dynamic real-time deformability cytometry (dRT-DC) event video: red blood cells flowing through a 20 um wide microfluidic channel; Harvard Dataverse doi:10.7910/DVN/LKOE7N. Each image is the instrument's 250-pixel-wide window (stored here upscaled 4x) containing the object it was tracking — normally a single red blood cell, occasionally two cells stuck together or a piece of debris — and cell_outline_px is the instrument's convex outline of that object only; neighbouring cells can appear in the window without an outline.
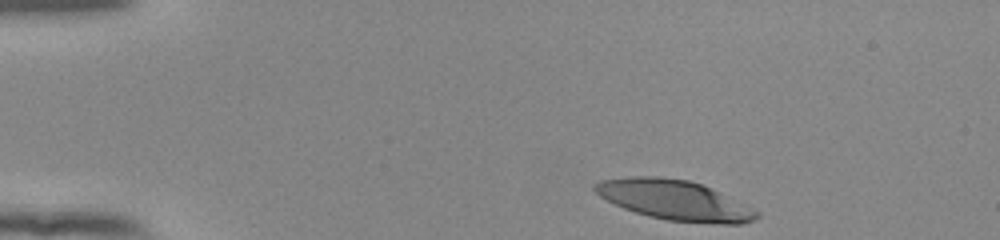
{"species": "human", "species_latin": "Homo sapiens", "temperature_condition": "room temperature", "stored_images_in_passage": 38, "camera_frame_rate_fps": 3000, "um_per_image_px": 0.085, "donor": {"sex": "female"}, "frame": {"image": 1, "passage_image": 1, "time_ms": 0.0, "image_size_px": [1000, 240], "cell_outline_px": [[760, 216], [756, 220], [740, 224], [720, 224], [668, 220], [648, 216], [624, 208], [600, 196], [592, 188], [592, 184], [600, 180], [632, 176], [660, 176], [688, 180], [700, 184], [756, 208], [760, 212]], "centroid_in_image_um": [57.37, 17.01], "position_along_channel_um": 27.6, "area_um2": 37.69}}
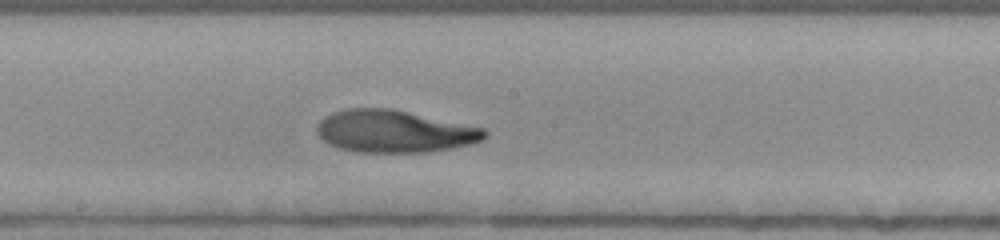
{"frame": {"image": 2, "passage_image": 22, "time_ms": 7.0, "image_size_px": [1000, 240], "cell_outline_px": [[488, 136], [484, 140], [452, 148], [428, 152], [360, 152], [340, 148], [328, 144], [316, 132], [316, 124], [324, 116], [332, 112], [344, 108], [392, 108], [484, 128], [488, 132]], "centroid_in_image_um": [33.5, 11.15], "position_along_channel_um": 214.7, "area_um2": 41.56}}
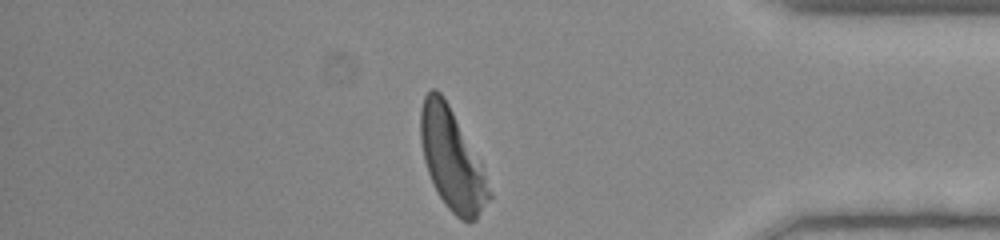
{"frame": {"image": 3, "passage_image": 38, "time_ms": 12.333, "image_size_px": [1000, 240], "cell_outline_px": [[492, 196], [476, 220], [460, 220], [444, 204], [428, 172], [424, 160], [420, 140], [420, 108], [424, 96], [432, 88], [436, 88], [444, 96], [492, 192]], "centroid_in_image_um": [38.36, 13.57], "position_along_channel_um": 396.8, "area_um2": 38.78}, "authors_computed_cell_mechanics": {"area_um2": 40.8646, "velocity_mm_per_s": 3.8707, "shape_relaxation_time_tau1_ms": 4.4006, "shape_relaxation_time_tau2_ms": 3.3721, "deformation_change_tau1": 0.2065, "deformation_change_tau2": 0.1175}}